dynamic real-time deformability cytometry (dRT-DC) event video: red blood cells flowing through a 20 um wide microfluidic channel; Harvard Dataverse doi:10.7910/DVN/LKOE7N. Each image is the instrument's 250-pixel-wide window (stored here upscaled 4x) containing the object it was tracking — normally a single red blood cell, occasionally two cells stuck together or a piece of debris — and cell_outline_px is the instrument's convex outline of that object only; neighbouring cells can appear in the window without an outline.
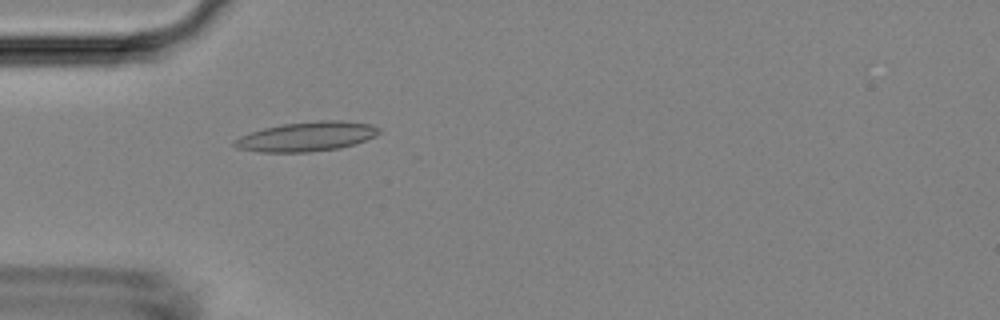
{"species": "Egyptian fruit bat (a non-hibernating species)", "species_latin": "Rousettus aegyptiacus", "temperature_condition": "room temperature", "stored_images_in_passage": 5, "camera_frame_rate_fps": 3000, "um_per_image_px": 0.085, "animal": {"sex": "female"}, "frame": {"image": 1, "passage_image": 5, "time_ms": 4.333, "image_size_px": [1000, 320], "cell_outline_px": [[380, 132], [376, 136], [356, 144], [340, 148], [312, 152], [260, 152], [236, 148], [232, 144], [232, 140], [240, 136], [264, 128], [280, 124], [320, 120], [344, 120], [368, 124], [380, 128]], "centroid_in_image_um": [26.06, 11.61], "position_along_channel_um": 58.9, "area_um2": 25.09}}